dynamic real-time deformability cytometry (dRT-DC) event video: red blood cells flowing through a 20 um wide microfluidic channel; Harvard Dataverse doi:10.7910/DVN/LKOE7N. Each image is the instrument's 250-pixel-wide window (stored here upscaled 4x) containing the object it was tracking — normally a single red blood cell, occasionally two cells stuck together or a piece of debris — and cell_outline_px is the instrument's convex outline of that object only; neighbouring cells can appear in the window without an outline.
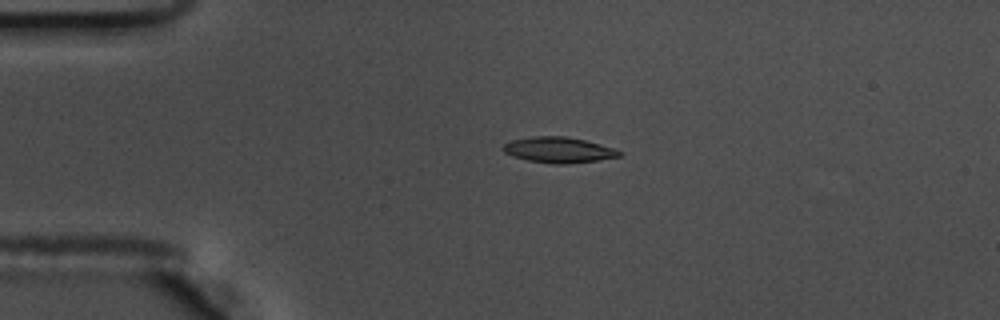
{"species": "common noctule bat (a hibernating species)", "species_latin": "Nyctalus noctula", "temperature_condition": "warm", "stored_images_in_passage": 44, "camera_frame_rate_fps": 3000, "um_per_image_px": 0.085, "animal": {"sex": "male", "body_mass_g": 17.5, "forearm_length_mm": 52.3}, "frame": {"image": 1, "passage_image": 1, "time_ms": 0.0, "image_size_px": [1000, 320], "cell_outline_px": [[624, 152], [620, 156], [596, 160], [568, 164], [552, 164], [528, 160], [512, 156], [504, 152], [500, 148], [504, 144], [512, 140], [532, 136], [564, 136], [584, 140], [600, 144]], "centroid_in_image_um": [47.45, 12.74], "position_along_channel_um": 37.6, "area_um2": 17.34}}
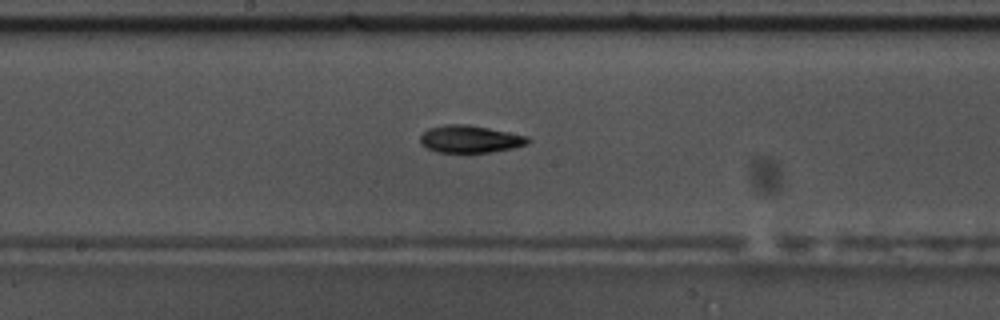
{"frame": {"image": 2, "passage_image": 18, "time_ms": 5.667, "image_size_px": [1000, 320], "cell_outline_px": [[532, 140], [528, 144], [512, 148], [492, 152], [436, 152], [420, 144], [420, 136], [428, 128], [444, 124], [468, 124], [528, 136]], "centroid_in_image_um": [39.95, 11.81], "position_along_channel_um": 208.2, "area_um2": 17.22}}
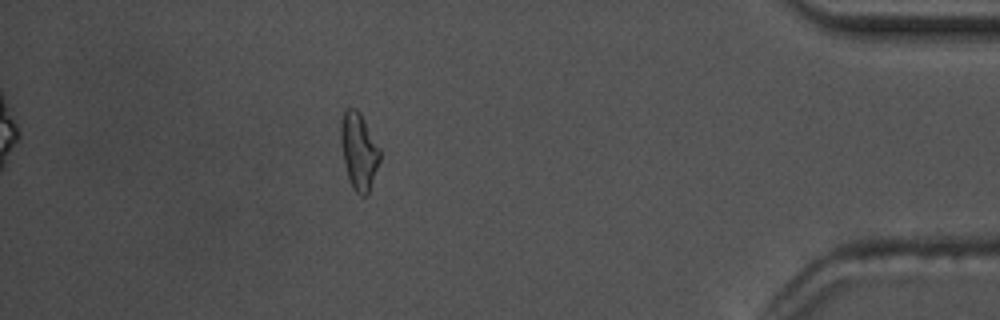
{"frame": {"image": 3, "passage_image": 38, "time_ms": 12.333, "image_size_px": [1000, 320], "cell_outline_px": [[380, 160], [368, 192], [364, 196], [360, 196], [352, 188], [348, 176], [344, 160], [340, 140], [340, 124], [344, 112], [348, 108], [356, 108], [360, 112], [380, 148]], "centroid_in_image_um": [30.5, 12.82], "position_along_channel_um": 404.7, "area_um2": 17.28}, "authors_computed_cell_mechanics": {"area_um2": 16.9643, "velocity_mm_per_s": 3.6342, "shape_relaxation_time_tau1_ms": 7.6375, "shape_relaxation_time_tau2_ms": 10.9334, "deformation_change_tau1": 0.194, "deformation_change_tau2": 0.2207}}